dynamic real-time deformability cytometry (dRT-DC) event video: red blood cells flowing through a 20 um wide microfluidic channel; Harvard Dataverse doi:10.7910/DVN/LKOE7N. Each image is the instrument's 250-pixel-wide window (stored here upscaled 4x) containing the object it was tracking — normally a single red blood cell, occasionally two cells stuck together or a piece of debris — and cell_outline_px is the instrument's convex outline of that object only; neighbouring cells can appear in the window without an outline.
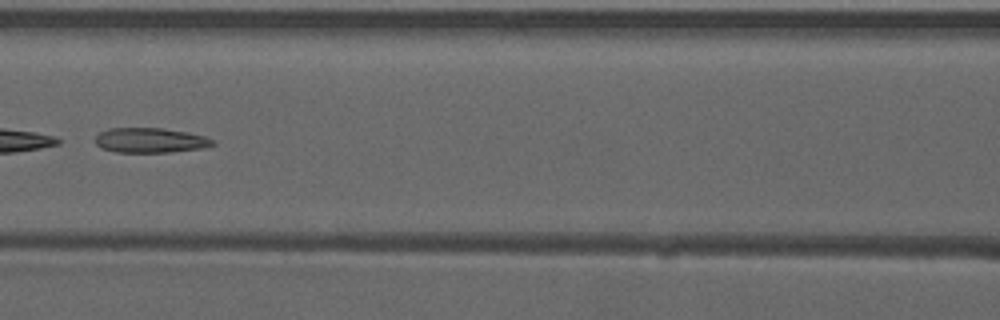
{"species": "common noctule bat (a hibernating species)", "species_latin": "Nyctalus noctula", "temperature_condition": "warm", "stored_images_in_passage": 6, "camera_frame_rate_fps": 3000, "um_per_image_px": 0.085, "animal": {"sex": "male", "forearm_length_mm": 52.5}, "frame": {"image": 1, "passage_image": 6, "time_ms": 1.667, "image_size_px": [1000, 320], "cell_outline_px": [[216, 144], [204, 148], [168, 152], [116, 152], [100, 148], [96, 144], [96, 136], [100, 132], [108, 128], [164, 128], [188, 132], [204, 136], [216, 140]], "centroid_in_image_um": [12.8, 11.92], "position_along_channel_um": 153.8, "area_um2": 17.17}}